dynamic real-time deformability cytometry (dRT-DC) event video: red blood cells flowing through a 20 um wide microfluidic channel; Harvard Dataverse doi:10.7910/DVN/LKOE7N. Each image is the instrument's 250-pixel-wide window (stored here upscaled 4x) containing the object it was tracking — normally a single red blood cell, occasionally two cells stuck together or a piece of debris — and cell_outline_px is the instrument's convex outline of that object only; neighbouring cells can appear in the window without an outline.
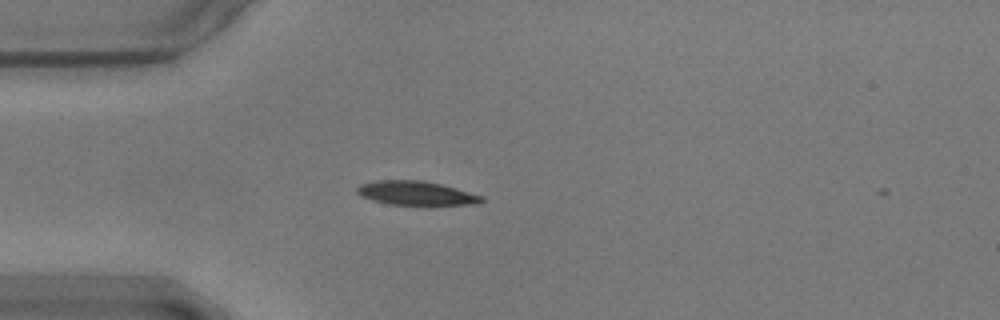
{"species": "common noctule bat (a hibernating species)", "species_latin": "Nyctalus noctula", "temperature_condition": "warm", "stored_images_in_passage": 41, "camera_frame_rate_fps": 3000, "um_per_image_px": 0.085, "animal": {"sex": "male", "body_mass_g": 17.9}, "frame": {"image": 1, "passage_image": 1, "time_ms": 0.0, "image_size_px": [1000, 320], "cell_outline_px": [[484, 200], [480, 204], [388, 204], [372, 200], [360, 196], [356, 192], [356, 188], [360, 184], [376, 180], [424, 180], [456, 188], [484, 196]], "centroid_in_image_um": [35.34, 16.4], "position_along_channel_um": 49.7, "area_um2": 17.34}}
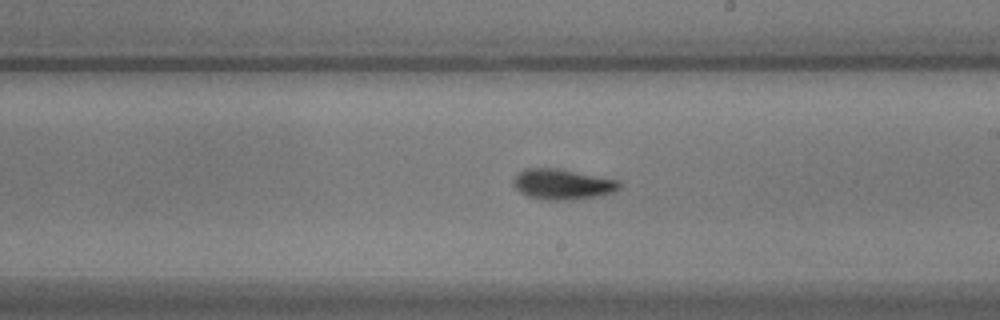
{"frame": {"image": 2, "passage_image": 18, "time_ms": 5.667, "image_size_px": [1000, 320], "cell_outline_px": [[620, 188], [616, 192], [600, 196], [572, 200], [548, 200], [528, 196], [520, 192], [512, 184], [512, 180], [524, 168], [560, 168], [620, 180]], "centroid_in_image_um": [47.85, 15.66], "position_along_channel_um": 241.1, "area_um2": 19.13}}
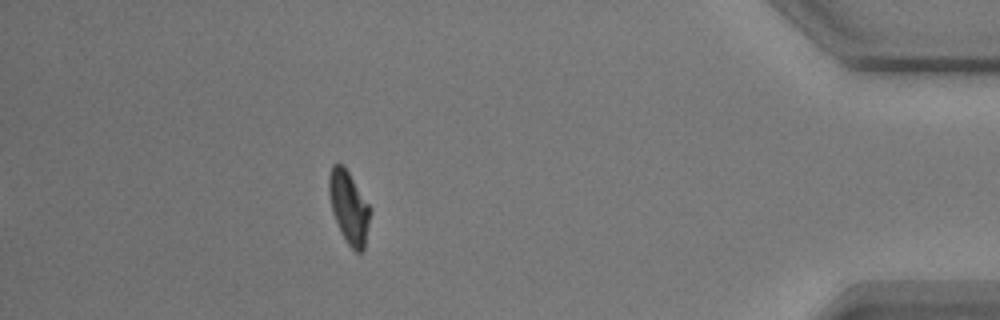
{"frame": {"image": 3, "passage_image": 36, "time_ms": 11.667, "image_size_px": [1000, 320], "cell_outline_px": [[372, 212], [364, 252], [356, 252], [344, 240], [340, 232], [332, 212], [328, 192], [328, 176], [332, 164], [344, 164], [372, 208]], "centroid_in_image_um": [29.67, 17.63], "position_along_channel_um": 405.5, "area_um2": 18.03}}